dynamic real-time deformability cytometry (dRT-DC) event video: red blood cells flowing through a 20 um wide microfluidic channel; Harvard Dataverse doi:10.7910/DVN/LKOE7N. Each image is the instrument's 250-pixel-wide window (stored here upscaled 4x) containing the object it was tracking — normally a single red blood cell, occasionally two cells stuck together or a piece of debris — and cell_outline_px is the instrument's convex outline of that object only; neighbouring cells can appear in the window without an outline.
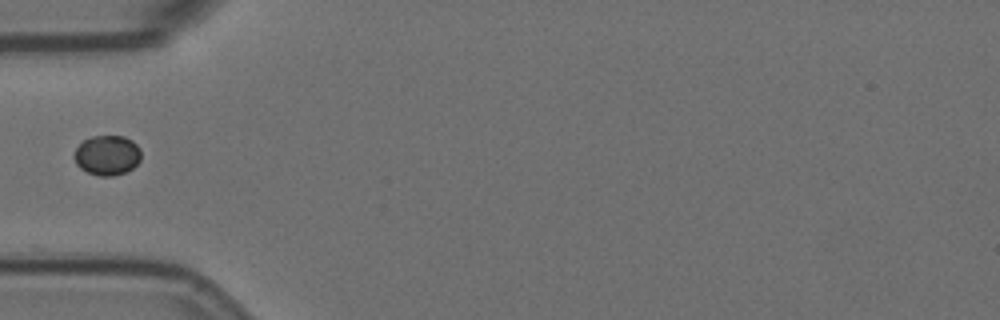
{"species": "Egyptian fruit bat (a non-hibernating species)", "species_latin": "Rousettus aegyptiacus", "temperature_condition": "room temperature", "stored_images_in_passage": 1, "camera_frame_rate_fps": 3000, "um_per_image_px": 0.085, "animal": {"sex": "female"}, "frame": {"image": 1, "passage_image": 1, "time_ms": 0.0, "image_size_px": [1000, 320], "cell_outline_px": [[140, 160], [132, 168], [124, 172], [112, 176], [100, 176], [88, 172], [80, 168], [76, 164], [76, 148], [84, 140], [92, 136], [124, 136], [132, 140], [140, 148]], "centroid_in_image_um": [9.13, 13.19], "position_along_channel_um": 75.9, "area_um2": 15.32}}